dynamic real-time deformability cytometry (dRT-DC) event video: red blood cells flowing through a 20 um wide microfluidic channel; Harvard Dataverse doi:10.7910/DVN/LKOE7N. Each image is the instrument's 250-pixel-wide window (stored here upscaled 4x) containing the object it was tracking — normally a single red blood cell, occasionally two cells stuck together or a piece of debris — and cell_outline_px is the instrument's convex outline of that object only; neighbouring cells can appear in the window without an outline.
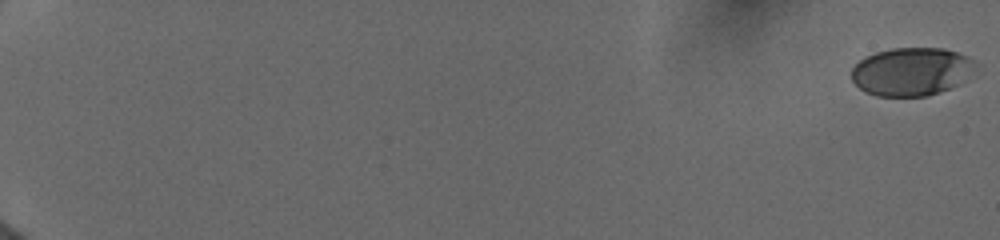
{"species": "human", "species_latin": "Homo sapiens", "temperature_condition": "cold", "stored_images_in_passage": 15, "camera_frame_rate_fps": 3000, "um_per_image_px": 0.085, "donor": {"sex": "female"}, "frame": {"image": 1, "passage_image": 1, "time_ms": 0.0, "image_size_px": [1000, 240], "cell_outline_px": [[972, 60], [964, 80], [960, 84], [940, 92], [928, 96], [876, 96], [864, 92], [852, 80], [852, 68], [860, 60], [876, 52], [892, 48], [944, 48], [968, 56]], "centroid_in_image_um": [77.4, 6.09], "position_along_channel_um": 7.6, "area_um2": 34.28}}
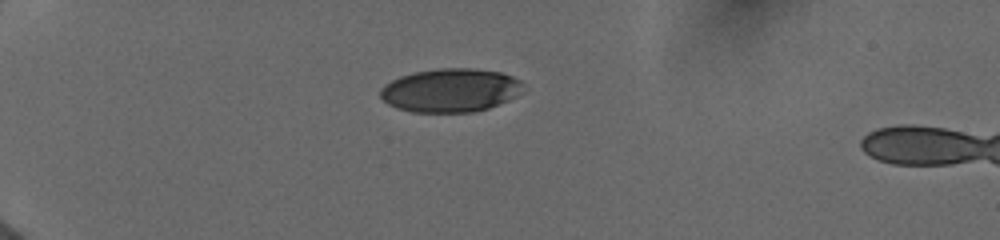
{"frame": {"image": 2, "passage_image": 7, "time_ms": 5.667, "image_size_px": [1000, 240], "cell_outline_px": [[524, 92], [508, 100], [488, 108], [472, 112], [412, 112], [396, 108], [388, 104], [380, 96], [380, 88], [384, 84], [400, 76], [416, 72], [436, 68], [472, 68], [500, 72], [512, 76], [520, 80], [524, 84]], "centroid_in_image_um": [38.3, 7.67], "position_along_channel_um": 46.7, "area_um2": 36.47}}
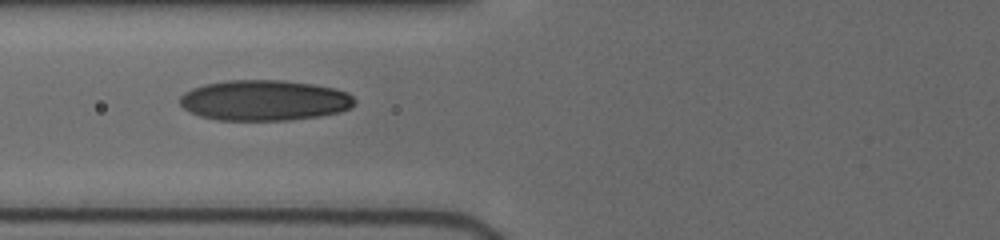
{"frame": {"image": 3, "passage_image": 13, "time_ms": 8.333, "image_size_px": [1000, 240], "cell_outline_px": [[356, 104], [340, 112], [320, 116], [288, 120], [216, 120], [200, 116], [184, 108], [180, 104], [180, 96], [184, 92], [192, 88], [204, 84], [228, 80], [284, 80], [312, 84], [336, 88], [348, 92], [356, 100]], "centroid_in_image_um": [22.49, 8.52], "position_along_channel_um": 103.3, "area_um2": 41.5}}